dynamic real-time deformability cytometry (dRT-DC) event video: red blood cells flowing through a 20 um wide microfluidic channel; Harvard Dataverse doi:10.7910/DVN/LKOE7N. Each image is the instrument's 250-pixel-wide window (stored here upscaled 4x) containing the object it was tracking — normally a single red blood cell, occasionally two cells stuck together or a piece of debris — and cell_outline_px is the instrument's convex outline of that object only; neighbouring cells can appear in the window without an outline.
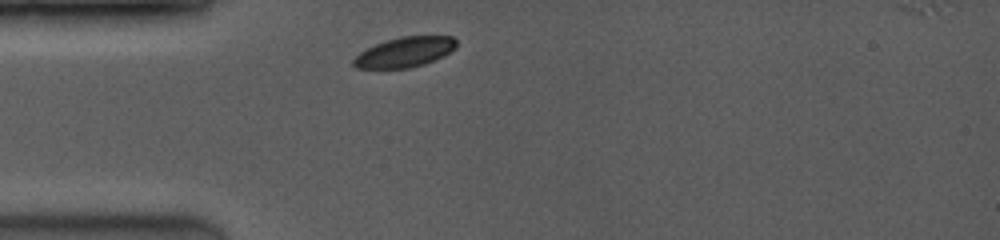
{"species": "common noctule bat (a hibernating species)", "species_latin": "Nyctalus noctula", "temperature_condition": "room temperature", "stored_images_in_passage": 17, "camera_frame_rate_fps": 3500, "um_per_image_px": 0.085, "animal": {"sex": "female", "body_mass_g": 19.0, "forearm_length_mm": 53.3}, "frame": {"image": 1, "passage_image": 1, "time_ms": 0.0, "image_size_px": [1000, 240], "cell_outline_px": [[456, 48], [424, 64], [408, 68], [356, 68], [352, 64], [352, 60], [360, 52], [384, 40], [400, 36], [452, 36], [456, 40]], "centroid_in_image_um": [34.37, 4.42], "position_along_channel_um": 50.6, "area_um2": 17.8}}